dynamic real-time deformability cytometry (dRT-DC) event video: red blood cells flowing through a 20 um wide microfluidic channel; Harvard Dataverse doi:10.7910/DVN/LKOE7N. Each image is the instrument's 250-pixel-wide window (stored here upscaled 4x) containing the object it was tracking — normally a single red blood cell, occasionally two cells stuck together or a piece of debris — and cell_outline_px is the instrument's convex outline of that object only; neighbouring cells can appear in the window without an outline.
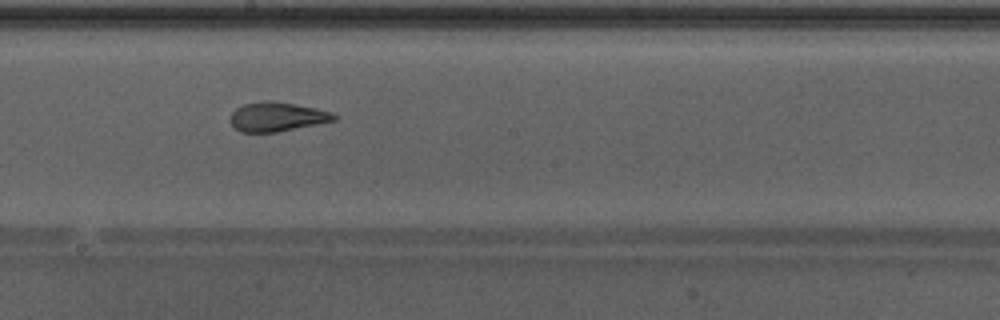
{"species": "Egyptian fruit bat (a non-hibernating species)", "species_latin": "Rousettus aegyptiacus", "temperature_condition": "warm", "stored_images_in_passage": 37, "camera_frame_rate_fps": 3000, "um_per_image_px": 0.085, "animal": {"sex": "male"}, "frame": {"image": 1, "passage_image": 16, "time_ms": 5.0, "image_size_px": [1000, 320], "cell_outline_px": [[336, 120], [276, 132], [240, 132], [232, 124], [232, 112], [236, 108], [244, 104], [264, 100], [272, 100], [296, 104], [316, 108], [332, 112], [336, 116]], "centroid_in_image_um": [23.55, 9.91], "position_along_channel_um": 224.6, "area_um2": 17.51}, "authors_computed_cell_mechanics": {"area_um2": 18.7272, "velocity_mm_per_s": 4.3198, "shape_relaxation_time_tau1_ms": 5.5111, "shape_relaxation_time_tau2_ms": 1.1312, "deformation_change_tau1": 0.2148, "deformation_change_tau2": 0.0909}}